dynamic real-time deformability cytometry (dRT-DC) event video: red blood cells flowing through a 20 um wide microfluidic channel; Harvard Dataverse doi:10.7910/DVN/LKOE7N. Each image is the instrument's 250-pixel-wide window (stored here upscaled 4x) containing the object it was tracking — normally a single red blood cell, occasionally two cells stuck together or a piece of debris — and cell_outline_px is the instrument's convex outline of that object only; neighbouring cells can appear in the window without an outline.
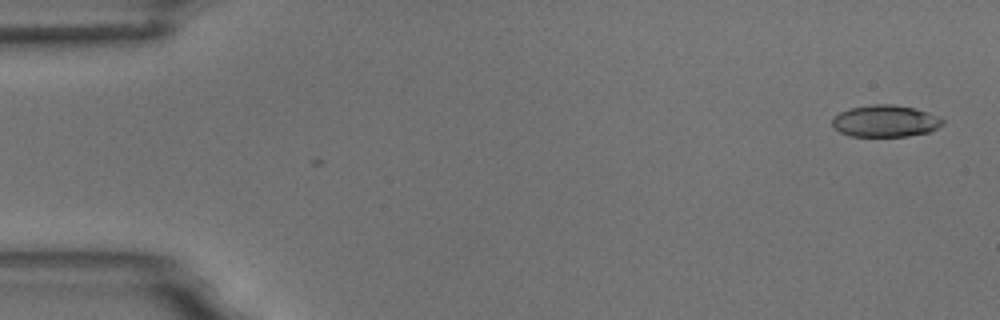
{"species": "common noctule bat (a hibernating species)", "species_latin": "Nyctalus noctula", "temperature_condition": "room temperature", "stored_images_in_passage": 2, "camera_frame_rate_fps": 3000, "um_per_image_px": 0.085, "animal": {"sex": "male", "body_mass_g": 18.8}, "frame": {"image": 1, "passage_image": 2, "time_ms": 1.0, "image_size_px": [1000, 320], "cell_outline_px": [[944, 124], [928, 132], [908, 136], [848, 136], [840, 132], [832, 124], [832, 116], [840, 112], [852, 108], [872, 104], [892, 104], [912, 108], [928, 112], [940, 116], [944, 120]], "centroid_in_image_um": [75.25, 10.29], "position_along_channel_um": 9.7, "area_um2": 20.46}}